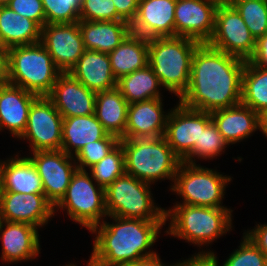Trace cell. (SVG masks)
I'll use <instances>...</instances> for the list:
<instances>
[{
  "label": "cell",
  "instance_id": "cell-29",
  "mask_svg": "<svg viewBox=\"0 0 267 266\" xmlns=\"http://www.w3.org/2000/svg\"><path fill=\"white\" fill-rule=\"evenodd\" d=\"M107 134L95 114L63 118L61 150L75 156L84 145L103 139Z\"/></svg>",
  "mask_w": 267,
  "mask_h": 266
},
{
  "label": "cell",
  "instance_id": "cell-46",
  "mask_svg": "<svg viewBox=\"0 0 267 266\" xmlns=\"http://www.w3.org/2000/svg\"><path fill=\"white\" fill-rule=\"evenodd\" d=\"M239 1L242 0H217L218 4L223 6H233Z\"/></svg>",
  "mask_w": 267,
  "mask_h": 266
},
{
  "label": "cell",
  "instance_id": "cell-45",
  "mask_svg": "<svg viewBox=\"0 0 267 266\" xmlns=\"http://www.w3.org/2000/svg\"><path fill=\"white\" fill-rule=\"evenodd\" d=\"M261 131L262 134L267 138V110L260 115Z\"/></svg>",
  "mask_w": 267,
  "mask_h": 266
},
{
  "label": "cell",
  "instance_id": "cell-43",
  "mask_svg": "<svg viewBox=\"0 0 267 266\" xmlns=\"http://www.w3.org/2000/svg\"><path fill=\"white\" fill-rule=\"evenodd\" d=\"M9 83L8 49L0 47V85Z\"/></svg>",
  "mask_w": 267,
  "mask_h": 266
},
{
  "label": "cell",
  "instance_id": "cell-8",
  "mask_svg": "<svg viewBox=\"0 0 267 266\" xmlns=\"http://www.w3.org/2000/svg\"><path fill=\"white\" fill-rule=\"evenodd\" d=\"M231 180L213 169L182 161L170 189L182 197V204L220 208Z\"/></svg>",
  "mask_w": 267,
  "mask_h": 266
},
{
  "label": "cell",
  "instance_id": "cell-42",
  "mask_svg": "<svg viewBox=\"0 0 267 266\" xmlns=\"http://www.w3.org/2000/svg\"><path fill=\"white\" fill-rule=\"evenodd\" d=\"M249 61L260 67L267 69V33L256 40V48Z\"/></svg>",
  "mask_w": 267,
  "mask_h": 266
},
{
  "label": "cell",
  "instance_id": "cell-40",
  "mask_svg": "<svg viewBox=\"0 0 267 266\" xmlns=\"http://www.w3.org/2000/svg\"><path fill=\"white\" fill-rule=\"evenodd\" d=\"M117 10V21H126L131 24L135 19L139 0H113Z\"/></svg>",
  "mask_w": 267,
  "mask_h": 266
},
{
  "label": "cell",
  "instance_id": "cell-31",
  "mask_svg": "<svg viewBox=\"0 0 267 266\" xmlns=\"http://www.w3.org/2000/svg\"><path fill=\"white\" fill-rule=\"evenodd\" d=\"M241 103L259 115L267 110V69L246 61L242 75Z\"/></svg>",
  "mask_w": 267,
  "mask_h": 266
},
{
  "label": "cell",
  "instance_id": "cell-27",
  "mask_svg": "<svg viewBox=\"0 0 267 266\" xmlns=\"http://www.w3.org/2000/svg\"><path fill=\"white\" fill-rule=\"evenodd\" d=\"M41 33L42 27L36 21L17 14L7 5L0 6V39L6 49L38 43Z\"/></svg>",
  "mask_w": 267,
  "mask_h": 266
},
{
  "label": "cell",
  "instance_id": "cell-28",
  "mask_svg": "<svg viewBox=\"0 0 267 266\" xmlns=\"http://www.w3.org/2000/svg\"><path fill=\"white\" fill-rule=\"evenodd\" d=\"M149 39L130 33L113 51L109 52L111 69L119 80L148 65Z\"/></svg>",
  "mask_w": 267,
  "mask_h": 266
},
{
  "label": "cell",
  "instance_id": "cell-6",
  "mask_svg": "<svg viewBox=\"0 0 267 266\" xmlns=\"http://www.w3.org/2000/svg\"><path fill=\"white\" fill-rule=\"evenodd\" d=\"M9 83L47 96L62 73L41 42L8 49Z\"/></svg>",
  "mask_w": 267,
  "mask_h": 266
},
{
  "label": "cell",
  "instance_id": "cell-33",
  "mask_svg": "<svg viewBox=\"0 0 267 266\" xmlns=\"http://www.w3.org/2000/svg\"><path fill=\"white\" fill-rule=\"evenodd\" d=\"M233 7L257 40L267 33V0H242Z\"/></svg>",
  "mask_w": 267,
  "mask_h": 266
},
{
  "label": "cell",
  "instance_id": "cell-12",
  "mask_svg": "<svg viewBox=\"0 0 267 266\" xmlns=\"http://www.w3.org/2000/svg\"><path fill=\"white\" fill-rule=\"evenodd\" d=\"M63 117L47 96H38L32 103L27 126L19 137L29 140L32 152L61 150Z\"/></svg>",
  "mask_w": 267,
  "mask_h": 266
},
{
  "label": "cell",
  "instance_id": "cell-7",
  "mask_svg": "<svg viewBox=\"0 0 267 266\" xmlns=\"http://www.w3.org/2000/svg\"><path fill=\"white\" fill-rule=\"evenodd\" d=\"M150 183L124 173L105 189V206L108 216L166 221L165 209L155 206Z\"/></svg>",
  "mask_w": 267,
  "mask_h": 266
},
{
  "label": "cell",
  "instance_id": "cell-17",
  "mask_svg": "<svg viewBox=\"0 0 267 266\" xmlns=\"http://www.w3.org/2000/svg\"><path fill=\"white\" fill-rule=\"evenodd\" d=\"M177 0H139L131 33L151 39L175 36V6Z\"/></svg>",
  "mask_w": 267,
  "mask_h": 266
},
{
  "label": "cell",
  "instance_id": "cell-32",
  "mask_svg": "<svg viewBox=\"0 0 267 266\" xmlns=\"http://www.w3.org/2000/svg\"><path fill=\"white\" fill-rule=\"evenodd\" d=\"M95 183L106 189L116 178L125 173V155L119 143L101 161L89 168Z\"/></svg>",
  "mask_w": 267,
  "mask_h": 266
},
{
  "label": "cell",
  "instance_id": "cell-10",
  "mask_svg": "<svg viewBox=\"0 0 267 266\" xmlns=\"http://www.w3.org/2000/svg\"><path fill=\"white\" fill-rule=\"evenodd\" d=\"M210 47L248 61L254 54L256 40L233 6L218 5L215 29L207 43Z\"/></svg>",
  "mask_w": 267,
  "mask_h": 266
},
{
  "label": "cell",
  "instance_id": "cell-39",
  "mask_svg": "<svg viewBox=\"0 0 267 266\" xmlns=\"http://www.w3.org/2000/svg\"><path fill=\"white\" fill-rule=\"evenodd\" d=\"M7 6L17 14L36 21L41 27L46 24L45 12L41 0H10Z\"/></svg>",
  "mask_w": 267,
  "mask_h": 266
},
{
  "label": "cell",
  "instance_id": "cell-5",
  "mask_svg": "<svg viewBox=\"0 0 267 266\" xmlns=\"http://www.w3.org/2000/svg\"><path fill=\"white\" fill-rule=\"evenodd\" d=\"M125 155V173L153 184L169 179L174 182L182 160L164 137L120 139Z\"/></svg>",
  "mask_w": 267,
  "mask_h": 266
},
{
  "label": "cell",
  "instance_id": "cell-38",
  "mask_svg": "<svg viewBox=\"0 0 267 266\" xmlns=\"http://www.w3.org/2000/svg\"><path fill=\"white\" fill-rule=\"evenodd\" d=\"M80 20L117 21V10L113 0H83Z\"/></svg>",
  "mask_w": 267,
  "mask_h": 266
},
{
  "label": "cell",
  "instance_id": "cell-24",
  "mask_svg": "<svg viewBox=\"0 0 267 266\" xmlns=\"http://www.w3.org/2000/svg\"><path fill=\"white\" fill-rule=\"evenodd\" d=\"M0 192L44 193L37 168L28 156L0 161Z\"/></svg>",
  "mask_w": 267,
  "mask_h": 266
},
{
  "label": "cell",
  "instance_id": "cell-21",
  "mask_svg": "<svg viewBox=\"0 0 267 266\" xmlns=\"http://www.w3.org/2000/svg\"><path fill=\"white\" fill-rule=\"evenodd\" d=\"M37 97L10 83L0 85V131L8 129L19 139L27 126L29 109Z\"/></svg>",
  "mask_w": 267,
  "mask_h": 266
},
{
  "label": "cell",
  "instance_id": "cell-26",
  "mask_svg": "<svg viewBox=\"0 0 267 266\" xmlns=\"http://www.w3.org/2000/svg\"><path fill=\"white\" fill-rule=\"evenodd\" d=\"M128 106L116 87L96 93L94 114L108 134L125 139Z\"/></svg>",
  "mask_w": 267,
  "mask_h": 266
},
{
  "label": "cell",
  "instance_id": "cell-19",
  "mask_svg": "<svg viewBox=\"0 0 267 266\" xmlns=\"http://www.w3.org/2000/svg\"><path fill=\"white\" fill-rule=\"evenodd\" d=\"M162 98L130 103L125 139L163 137L169 112L164 114Z\"/></svg>",
  "mask_w": 267,
  "mask_h": 266
},
{
  "label": "cell",
  "instance_id": "cell-44",
  "mask_svg": "<svg viewBox=\"0 0 267 266\" xmlns=\"http://www.w3.org/2000/svg\"><path fill=\"white\" fill-rule=\"evenodd\" d=\"M125 266H172V265H164L159 258V255L157 253L155 255L145 257L142 259H139L136 262H132L130 264H127Z\"/></svg>",
  "mask_w": 267,
  "mask_h": 266
},
{
  "label": "cell",
  "instance_id": "cell-22",
  "mask_svg": "<svg viewBox=\"0 0 267 266\" xmlns=\"http://www.w3.org/2000/svg\"><path fill=\"white\" fill-rule=\"evenodd\" d=\"M68 73L96 93L117 87L108 53L85 49Z\"/></svg>",
  "mask_w": 267,
  "mask_h": 266
},
{
  "label": "cell",
  "instance_id": "cell-3",
  "mask_svg": "<svg viewBox=\"0 0 267 266\" xmlns=\"http://www.w3.org/2000/svg\"><path fill=\"white\" fill-rule=\"evenodd\" d=\"M201 43L187 37L149 39L148 65L164 89L180 98L190 83L193 53Z\"/></svg>",
  "mask_w": 267,
  "mask_h": 266
},
{
  "label": "cell",
  "instance_id": "cell-4",
  "mask_svg": "<svg viewBox=\"0 0 267 266\" xmlns=\"http://www.w3.org/2000/svg\"><path fill=\"white\" fill-rule=\"evenodd\" d=\"M165 211L170 226L165 231L178 239L198 245H206L220 238L232 228V212L227 207L210 208L177 203Z\"/></svg>",
  "mask_w": 267,
  "mask_h": 266
},
{
  "label": "cell",
  "instance_id": "cell-11",
  "mask_svg": "<svg viewBox=\"0 0 267 266\" xmlns=\"http://www.w3.org/2000/svg\"><path fill=\"white\" fill-rule=\"evenodd\" d=\"M212 120L211 114L178 103L169 111L164 138L184 162L199 146L201 129Z\"/></svg>",
  "mask_w": 267,
  "mask_h": 266
},
{
  "label": "cell",
  "instance_id": "cell-35",
  "mask_svg": "<svg viewBox=\"0 0 267 266\" xmlns=\"http://www.w3.org/2000/svg\"><path fill=\"white\" fill-rule=\"evenodd\" d=\"M119 143L120 139L111 134H107L98 141L89 142L74 156L77 168L86 170L85 168L88 167L89 169L107 156Z\"/></svg>",
  "mask_w": 267,
  "mask_h": 266
},
{
  "label": "cell",
  "instance_id": "cell-47",
  "mask_svg": "<svg viewBox=\"0 0 267 266\" xmlns=\"http://www.w3.org/2000/svg\"><path fill=\"white\" fill-rule=\"evenodd\" d=\"M9 2L10 0H0V6H6Z\"/></svg>",
  "mask_w": 267,
  "mask_h": 266
},
{
  "label": "cell",
  "instance_id": "cell-48",
  "mask_svg": "<svg viewBox=\"0 0 267 266\" xmlns=\"http://www.w3.org/2000/svg\"><path fill=\"white\" fill-rule=\"evenodd\" d=\"M65 266H76V265L70 263V264H67V265H65ZM87 266H90V265H89V262H88Z\"/></svg>",
  "mask_w": 267,
  "mask_h": 266
},
{
  "label": "cell",
  "instance_id": "cell-16",
  "mask_svg": "<svg viewBox=\"0 0 267 266\" xmlns=\"http://www.w3.org/2000/svg\"><path fill=\"white\" fill-rule=\"evenodd\" d=\"M54 206L44 193L0 192V220L42 227L54 216Z\"/></svg>",
  "mask_w": 267,
  "mask_h": 266
},
{
  "label": "cell",
  "instance_id": "cell-34",
  "mask_svg": "<svg viewBox=\"0 0 267 266\" xmlns=\"http://www.w3.org/2000/svg\"><path fill=\"white\" fill-rule=\"evenodd\" d=\"M227 146L228 143L224 140L218 128L211 120L204 129H201L200 146L184 162L195 164V157L198 159H213L221 155V152H224L223 150H225Z\"/></svg>",
  "mask_w": 267,
  "mask_h": 266
},
{
  "label": "cell",
  "instance_id": "cell-15",
  "mask_svg": "<svg viewBox=\"0 0 267 266\" xmlns=\"http://www.w3.org/2000/svg\"><path fill=\"white\" fill-rule=\"evenodd\" d=\"M217 0H177L175 36L208 43L215 29Z\"/></svg>",
  "mask_w": 267,
  "mask_h": 266
},
{
  "label": "cell",
  "instance_id": "cell-23",
  "mask_svg": "<svg viewBox=\"0 0 267 266\" xmlns=\"http://www.w3.org/2000/svg\"><path fill=\"white\" fill-rule=\"evenodd\" d=\"M210 114L228 145L240 142L261 129L260 115L242 103Z\"/></svg>",
  "mask_w": 267,
  "mask_h": 266
},
{
  "label": "cell",
  "instance_id": "cell-20",
  "mask_svg": "<svg viewBox=\"0 0 267 266\" xmlns=\"http://www.w3.org/2000/svg\"><path fill=\"white\" fill-rule=\"evenodd\" d=\"M4 228V230H3ZM38 228L27 223L0 220L1 258L6 263L33 260L40 253Z\"/></svg>",
  "mask_w": 267,
  "mask_h": 266
},
{
  "label": "cell",
  "instance_id": "cell-14",
  "mask_svg": "<svg viewBox=\"0 0 267 266\" xmlns=\"http://www.w3.org/2000/svg\"><path fill=\"white\" fill-rule=\"evenodd\" d=\"M40 42L62 73L69 72L85 51L78 22L45 24Z\"/></svg>",
  "mask_w": 267,
  "mask_h": 266
},
{
  "label": "cell",
  "instance_id": "cell-41",
  "mask_svg": "<svg viewBox=\"0 0 267 266\" xmlns=\"http://www.w3.org/2000/svg\"><path fill=\"white\" fill-rule=\"evenodd\" d=\"M244 234L265 254L267 257V224H257L253 230L245 231Z\"/></svg>",
  "mask_w": 267,
  "mask_h": 266
},
{
  "label": "cell",
  "instance_id": "cell-25",
  "mask_svg": "<svg viewBox=\"0 0 267 266\" xmlns=\"http://www.w3.org/2000/svg\"><path fill=\"white\" fill-rule=\"evenodd\" d=\"M84 48L99 52L113 51L130 33L126 21H83L79 20Z\"/></svg>",
  "mask_w": 267,
  "mask_h": 266
},
{
  "label": "cell",
  "instance_id": "cell-9",
  "mask_svg": "<svg viewBox=\"0 0 267 266\" xmlns=\"http://www.w3.org/2000/svg\"><path fill=\"white\" fill-rule=\"evenodd\" d=\"M91 174L77 169L67 187L65 196L54 207L66 210L70 219L91 231L107 217L105 189L96 185ZM97 186V187H96ZM104 217V218H103ZM103 219V220H102Z\"/></svg>",
  "mask_w": 267,
  "mask_h": 266
},
{
  "label": "cell",
  "instance_id": "cell-37",
  "mask_svg": "<svg viewBox=\"0 0 267 266\" xmlns=\"http://www.w3.org/2000/svg\"><path fill=\"white\" fill-rule=\"evenodd\" d=\"M222 266H267L265 254L244 234L239 249Z\"/></svg>",
  "mask_w": 267,
  "mask_h": 266
},
{
  "label": "cell",
  "instance_id": "cell-2",
  "mask_svg": "<svg viewBox=\"0 0 267 266\" xmlns=\"http://www.w3.org/2000/svg\"><path fill=\"white\" fill-rule=\"evenodd\" d=\"M108 217L115 223L103 221L91 230L96 237L89 259L90 266H125L156 254L150 248L166 221Z\"/></svg>",
  "mask_w": 267,
  "mask_h": 266
},
{
  "label": "cell",
  "instance_id": "cell-1",
  "mask_svg": "<svg viewBox=\"0 0 267 266\" xmlns=\"http://www.w3.org/2000/svg\"><path fill=\"white\" fill-rule=\"evenodd\" d=\"M245 63L207 43L200 44L193 53L189 86L179 102L208 113L241 103Z\"/></svg>",
  "mask_w": 267,
  "mask_h": 266
},
{
  "label": "cell",
  "instance_id": "cell-36",
  "mask_svg": "<svg viewBox=\"0 0 267 266\" xmlns=\"http://www.w3.org/2000/svg\"><path fill=\"white\" fill-rule=\"evenodd\" d=\"M46 24L74 23L80 20L83 0H41Z\"/></svg>",
  "mask_w": 267,
  "mask_h": 266
},
{
  "label": "cell",
  "instance_id": "cell-13",
  "mask_svg": "<svg viewBox=\"0 0 267 266\" xmlns=\"http://www.w3.org/2000/svg\"><path fill=\"white\" fill-rule=\"evenodd\" d=\"M32 153V157L29 158L42 180L46 199L55 207L65 196L71 178L78 169L74 156L62 150Z\"/></svg>",
  "mask_w": 267,
  "mask_h": 266
},
{
  "label": "cell",
  "instance_id": "cell-18",
  "mask_svg": "<svg viewBox=\"0 0 267 266\" xmlns=\"http://www.w3.org/2000/svg\"><path fill=\"white\" fill-rule=\"evenodd\" d=\"M63 118L94 114L96 92L68 72L61 73L47 95Z\"/></svg>",
  "mask_w": 267,
  "mask_h": 266
},
{
  "label": "cell",
  "instance_id": "cell-30",
  "mask_svg": "<svg viewBox=\"0 0 267 266\" xmlns=\"http://www.w3.org/2000/svg\"><path fill=\"white\" fill-rule=\"evenodd\" d=\"M160 87L159 79L149 65L117 80V88L129 104L162 98Z\"/></svg>",
  "mask_w": 267,
  "mask_h": 266
}]
</instances>
